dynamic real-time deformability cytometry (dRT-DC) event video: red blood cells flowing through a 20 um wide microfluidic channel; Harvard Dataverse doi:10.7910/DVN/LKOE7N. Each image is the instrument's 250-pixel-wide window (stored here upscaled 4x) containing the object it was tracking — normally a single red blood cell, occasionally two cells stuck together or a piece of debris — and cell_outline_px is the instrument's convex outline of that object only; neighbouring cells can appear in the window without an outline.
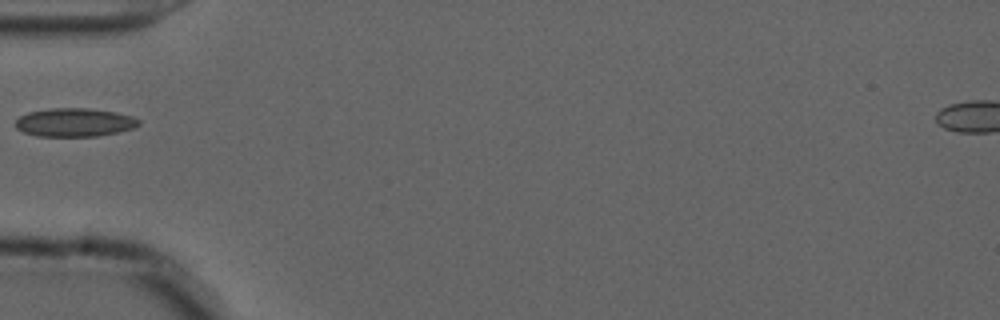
{"species": "common noctule bat (a hibernating species)", "species_latin": "Nyctalus noctula", "temperature_condition": "cold", "stored_images_in_passage": 38, "camera_frame_rate_fps": 3000, "um_per_image_px": 0.085, "animal": {"sex": "male", "forearm_length_mm": 52.5}, "frame": {"image": 1, "passage_image": 1, "time_ms": 0.0, "image_size_px": [1000, 320], "cell_outline_px": [[140, 124], [132, 128], [116, 132], [96, 136], [36, 136], [24, 132], [16, 128], [16, 120], [20, 116], [28, 112], [48, 108], [88, 108], [116, 112], [132, 116], [140, 120]], "centroid_in_image_um": [6.32, 10.39], "position_along_channel_um": 78.7, "area_um2": 20.4}}
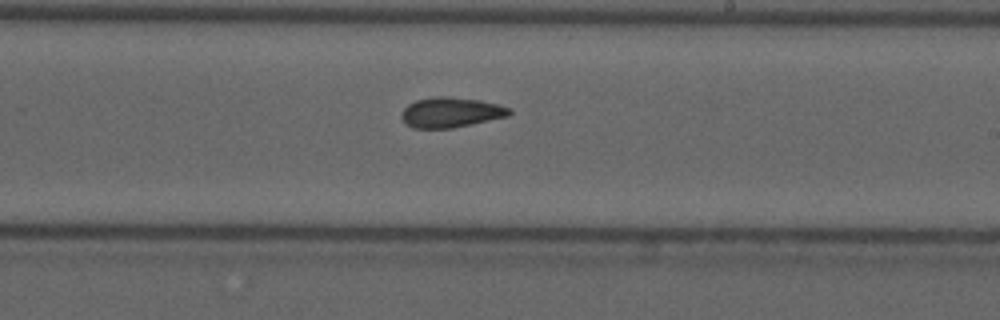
{"frame": {"image": 2, "passage_image": 15, "time_ms": 4.667, "image_size_px": [1000, 320], "cell_outline_px": [[512, 112], [508, 116], [472, 124], [452, 128], [412, 128], [400, 116], [404, 108], [408, 104], [416, 100], [436, 96], [448, 96], [480, 100], [512, 108]], "centroid_in_image_um": [38.33, 9.54], "position_along_channel_um": 250.7, "area_um2": 18.9}}
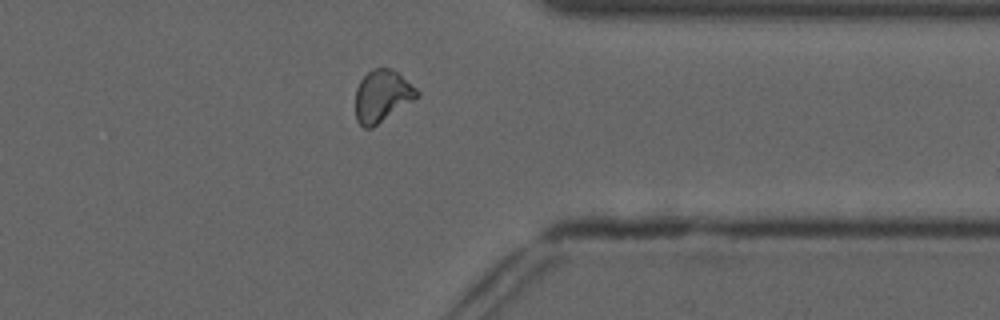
{"frame": {"image": 3, "passage_image": 26, "time_ms": 8.333, "image_size_px": [1000, 320], "cell_outline_px": [[420, 96], [372, 128], [364, 128], [356, 120], [356, 88], [360, 80], [372, 68], [392, 68], [416, 88], [420, 92]], "centroid_in_image_um": [32.48, 8.16], "position_along_channel_um": 378.9, "area_um2": 18.61}}